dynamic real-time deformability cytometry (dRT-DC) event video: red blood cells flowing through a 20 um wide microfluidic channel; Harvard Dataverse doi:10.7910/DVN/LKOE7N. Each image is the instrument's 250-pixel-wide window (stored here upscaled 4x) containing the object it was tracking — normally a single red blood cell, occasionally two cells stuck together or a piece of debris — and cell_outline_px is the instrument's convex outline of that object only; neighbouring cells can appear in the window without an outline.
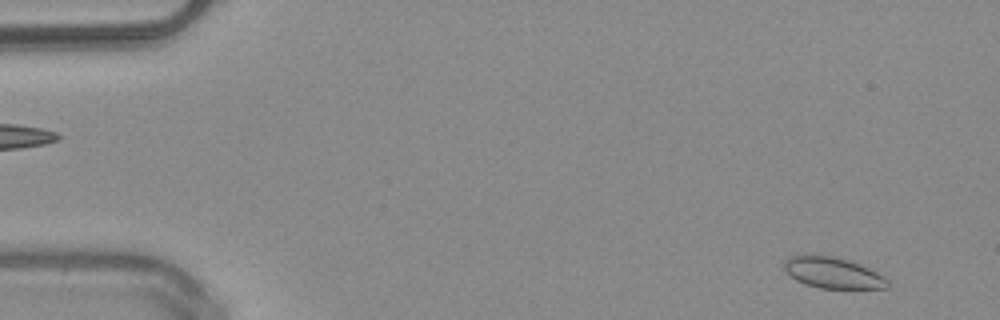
{"species": "common noctule bat (a hibernating species)", "species_latin": "Nyctalus noctula", "temperature_condition": "warm", "stored_images_in_passage": 50, "camera_frame_rate_fps": 3000, "um_per_image_px": 0.085, "animal": {"sex": "male", "body_mass_g": 20.4}, "frame": {"image": 1, "passage_image": 3, "time_ms": 0.667, "image_size_px": [1000, 320], "cell_outline_px": [[888, 288], [820, 288], [804, 284], [796, 280], [784, 268], [784, 260], [788, 256], [832, 256], [848, 260], [860, 264], [876, 272], [888, 280]], "centroid_in_image_um": [70.79, 23.2], "position_along_channel_um": 14.2, "area_um2": 18.32}}
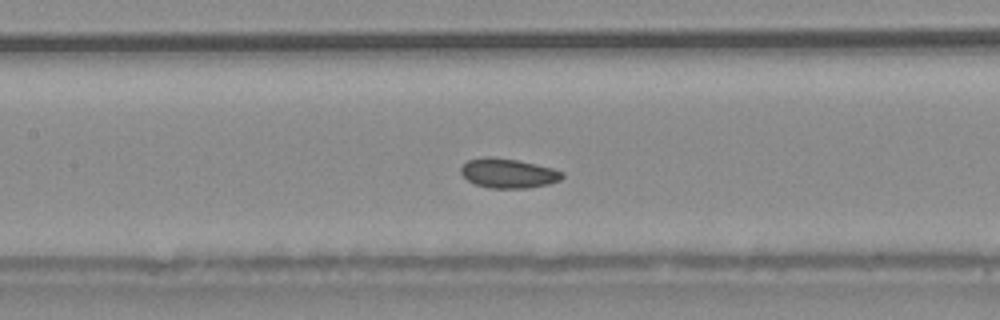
{"frame": {"image": 2, "passage_image": 23, "time_ms": 7.333, "image_size_px": [1000, 320], "cell_outline_px": [[564, 176], [560, 180], [548, 184], [528, 188], [488, 188], [476, 184], [468, 180], [460, 172], [460, 168], [468, 160], [488, 156], [492, 156], [516, 160], [536, 164], [552, 168], [564, 172]], "centroid_in_image_um": [43.21, 14.73], "position_along_channel_um": 164.2, "area_um2": 17.4}}
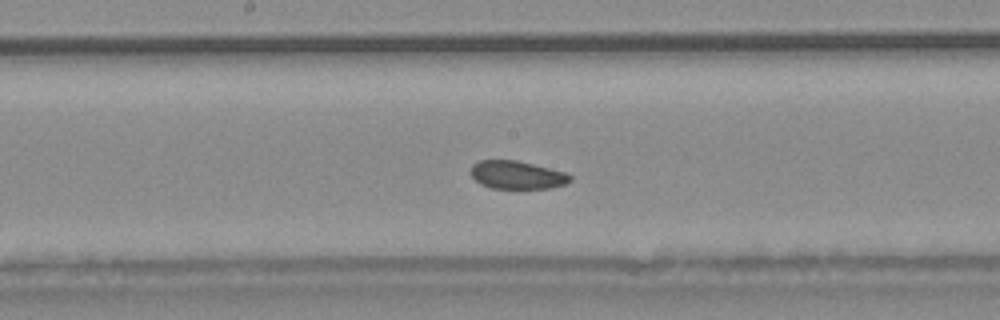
{"frame": {"image": 3, "passage_image": 26, "time_ms": 8.333, "image_size_px": [1000, 320], "cell_outline_px": [[572, 180], [564, 184], [552, 188], [492, 188], [480, 184], [472, 176], [472, 164], [480, 160], [516, 160], [568, 172], [572, 176]], "centroid_in_image_um": [43.99, 14.86], "position_along_channel_um": 204.2, "area_um2": 16.3}, "authors_computed_cell_mechanics": {"area_um2": 17.8313, "velocity_mm_per_s": 4.0284, "shape_relaxation_time_tau1_ms": 10.5402, "shape_relaxation_time_tau2_ms": 2.5328, "deformation_change_tau1": 0.0829, "deformation_change_tau2": 0.0481}}